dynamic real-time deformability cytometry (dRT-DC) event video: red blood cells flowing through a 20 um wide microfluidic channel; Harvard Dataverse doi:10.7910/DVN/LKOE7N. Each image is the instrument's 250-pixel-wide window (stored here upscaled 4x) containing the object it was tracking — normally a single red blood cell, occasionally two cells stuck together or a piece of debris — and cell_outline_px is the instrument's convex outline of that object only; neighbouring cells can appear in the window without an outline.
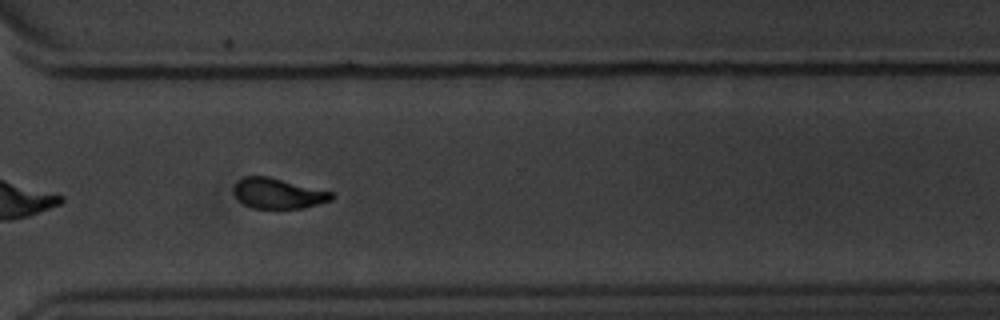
{"species": "common noctule bat (a hibernating species)", "species_latin": "Nyctalus noctula", "temperature_condition": "warm", "stored_images_in_passage": 18, "camera_frame_rate_fps": 3000, "um_per_image_px": 0.085, "animal": {"sex": "male", "body_mass_g": 20.1, "forearm_length_mm": 53.5}, "frame": {"image": 1, "passage_image": 13, "time_ms": 13.667, "image_size_px": [1000, 320], "cell_outline_px": [[336, 196], [332, 200], [304, 208], [252, 208], [244, 204], [236, 196], [232, 188], [236, 180], [244, 176], [268, 176], [332, 192]], "centroid_in_image_um": [23.62, 16.43], "position_along_channel_um": 347.0, "area_um2": 17.34}}